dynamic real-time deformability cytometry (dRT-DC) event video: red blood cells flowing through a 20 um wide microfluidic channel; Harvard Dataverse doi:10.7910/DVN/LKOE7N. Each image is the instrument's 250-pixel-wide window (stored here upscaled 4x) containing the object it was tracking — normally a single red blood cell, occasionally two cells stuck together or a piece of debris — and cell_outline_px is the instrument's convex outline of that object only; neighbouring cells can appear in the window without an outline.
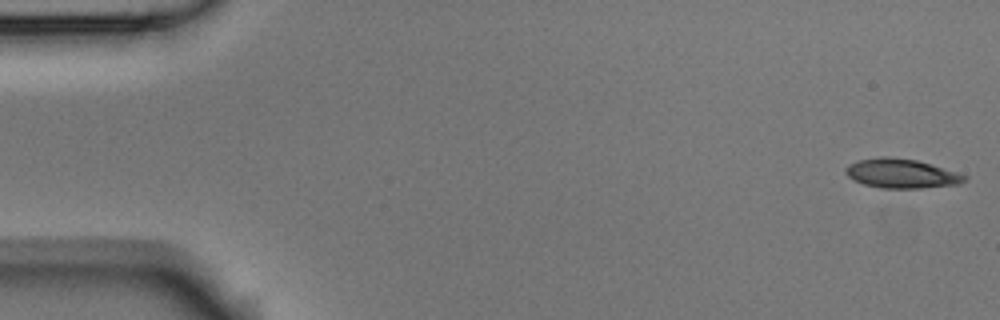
{"species": "Egyptian fruit bat (a non-hibernating species)", "species_latin": "Rousettus aegyptiacus", "temperature_condition": "room temperature", "stored_images_in_passage": 5, "camera_frame_rate_fps": 3000, "um_per_image_px": 0.085, "animal": {"sex": "male"}, "frame": {"image": 1, "passage_image": 1, "time_ms": 0.0, "image_size_px": [1000, 320], "cell_outline_px": [[968, 176], [960, 184], [920, 188], [880, 188], [864, 184], [852, 180], [844, 172], [844, 168], [848, 164], [860, 160], [884, 156], [916, 160], [956, 172]], "centroid_in_image_um": [76.57, 14.75], "position_along_channel_um": 8.4, "area_um2": 20.11}}
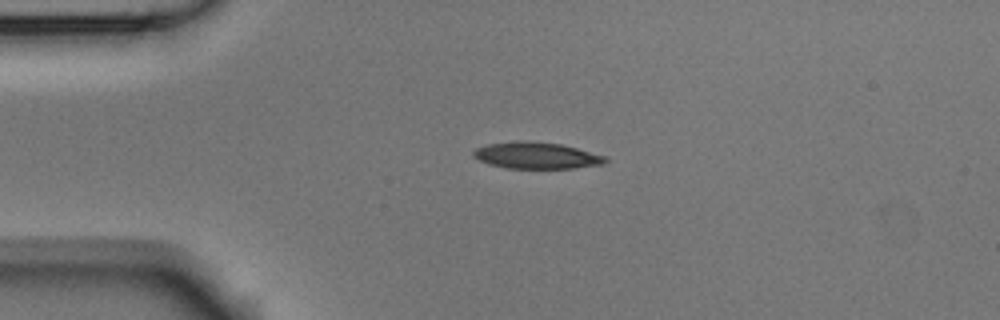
{"frame": {"image": 2, "passage_image": 4, "time_ms": 1.0, "image_size_px": [1000, 320], "cell_outline_px": [[608, 160], [604, 164], [572, 168], [504, 168], [488, 164], [472, 156], [472, 152], [476, 148], [488, 144], [520, 140], [524, 140], [560, 144], [608, 156]], "centroid_in_image_um": [45.6, 13.22], "position_along_channel_um": 39.4, "area_um2": 20.46}}